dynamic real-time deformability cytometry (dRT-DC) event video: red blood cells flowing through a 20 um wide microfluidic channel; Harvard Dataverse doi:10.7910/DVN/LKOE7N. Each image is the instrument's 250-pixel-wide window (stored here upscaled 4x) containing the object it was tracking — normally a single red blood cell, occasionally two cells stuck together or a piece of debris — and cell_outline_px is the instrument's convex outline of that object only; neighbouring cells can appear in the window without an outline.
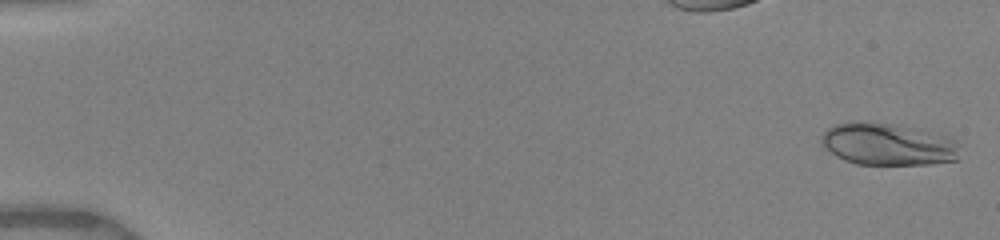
{"species": "human", "species_latin": "Homo sapiens", "temperature_condition": "warm", "stored_images_in_passage": 22, "camera_frame_rate_fps": 3000, "um_per_image_px": 0.085, "donor": {"sex": "female"}, "frame": {"image": 1, "passage_image": 1, "time_ms": 0.0, "image_size_px": [1000, 240], "cell_outline_px": [[960, 144], [956, 160], [932, 164], [856, 164], [844, 160], [836, 156], [824, 148], [820, 144], [820, 136], [828, 128], [836, 124], [896, 124], [952, 136]], "centroid_in_image_um": [75.53, 12.29], "position_along_channel_um": 9.5, "area_um2": 33.76}}
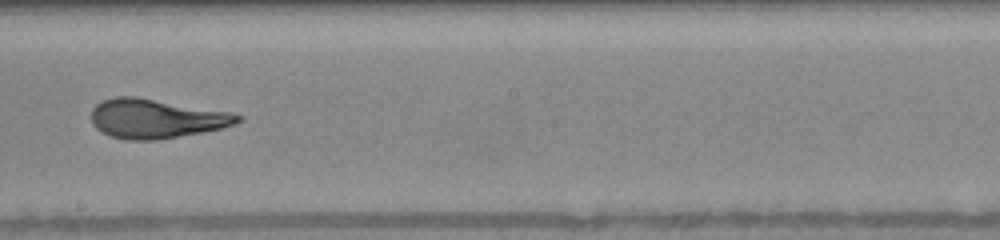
{"frame": {"image": 2, "passage_image": 12, "time_ms": 9.667, "image_size_px": [1000, 240], "cell_outline_px": [[244, 116], [236, 124], [220, 128], [200, 132], [156, 140], [128, 140], [112, 136], [96, 128], [92, 124], [92, 108], [96, 104], [104, 100], [116, 96], [136, 96], [228, 112]], "centroid_in_image_um": [13.24, 10.07], "position_along_channel_um": 235.0, "area_um2": 33.06}}
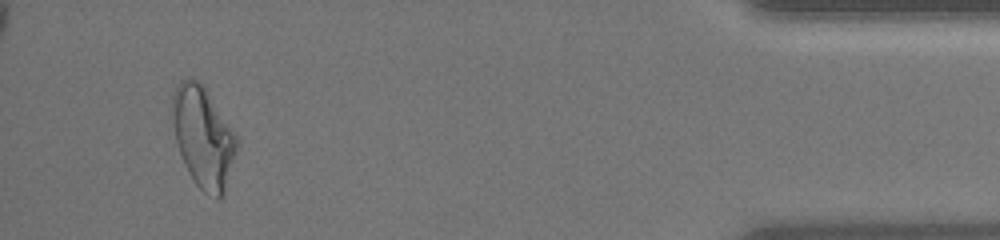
{"frame": {"image": 3, "passage_image": 21, "time_ms": 15.667, "image_size_px": [1000, 240], "cell_outline_px": [[240, 144], [224, 192], [220, 200], [216, 200], [204, 192], [196, 184], [188, 172], [180, 152], [176, 140], [172, 112], [172, 96], [176, 84], [180, 80], [192, 76], [200, 80], [236, 132], [240, 140]], "centroid_in_image_um": [17.31, 11.63], "position_along_channel_um": 417.9, "area_um2": 38.49}, "authors_computed_cell_mechanics": {"area_um2": 32.9749, "velocity_mm_per_s": 4.0146, "shape_relaxation_time_tau1_ms": 3.0829, "shape_relaxation_time_tau2_ms": 0.6636, "deformation_change_tau1": 0.1492, "deformation_change_tau2": 0.0437}}